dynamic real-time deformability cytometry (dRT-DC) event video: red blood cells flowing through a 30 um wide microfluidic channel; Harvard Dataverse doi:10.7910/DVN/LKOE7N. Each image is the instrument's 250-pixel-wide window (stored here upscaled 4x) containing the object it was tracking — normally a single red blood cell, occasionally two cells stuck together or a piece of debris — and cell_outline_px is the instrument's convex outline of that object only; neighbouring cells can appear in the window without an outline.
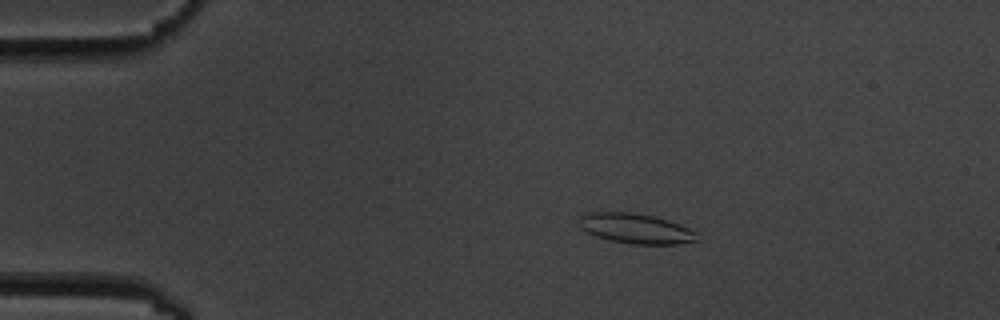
{"species": "common noctule bat (a hibernating species)", "species_latin": "Nyctalus noctula", "temperature_condition": "cold", "stored_images_in_passage": 5, "camera_frame_rate_fps": 3000, "um_per_image_px": 0.085, "animal": {"sex": "male", "body_mass_g": 19.5, "forearm_length_mm": 54.6}, "frame": {"image": 1, "passage_image": 3, "time_ms": 2.333, "image_size_px": [1000, 320], "cell_outline_px": [[704, 240], [680, 244], [632, 244], [608, 240], [596, 236], [580, 228], [580, 216], [584, 212], [632, 212], [652, 216], [668, 220], [688, 228], [696, 232]], "centroid_in_image_um": [54.08, 19.43], "position_along_channel_um": 30.9, "area_um2": 20.87}}
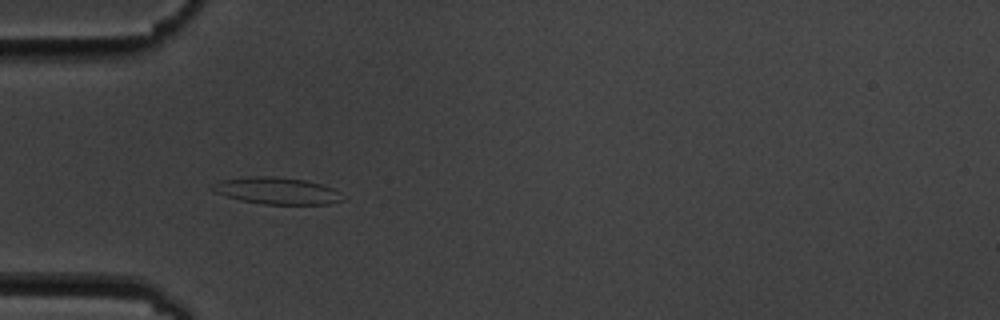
{"frame": {"image": 2, "passage_image": 5, "time_ms": 4.667, "image_size_px": [1000, 320], "cell_outline_px": [[348, 196], [344, 200], [328, 204], [264, 204], [240, 200], [212, 192], [208, 188], [220, 180], [252, 176], [276, 176], [304, 180], [320, 184], [332, 188]], "centroid_in_image_um": [23.54, 16.22], "position_along_channel_um": 61.5, "area_um2": 20.58}}